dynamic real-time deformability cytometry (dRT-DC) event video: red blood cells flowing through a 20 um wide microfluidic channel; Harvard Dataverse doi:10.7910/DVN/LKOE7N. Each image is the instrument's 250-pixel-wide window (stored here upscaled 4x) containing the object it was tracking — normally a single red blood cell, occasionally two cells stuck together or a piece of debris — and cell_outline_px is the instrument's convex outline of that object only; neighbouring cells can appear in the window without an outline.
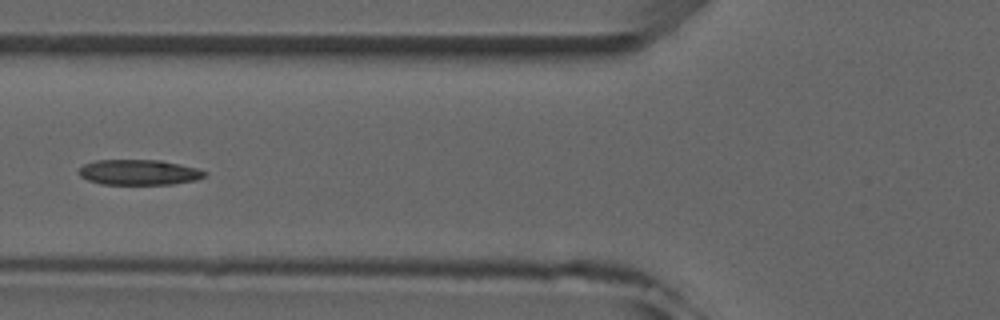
{"species": "common noctule bat (a hibernating species)", "species_latin": "Nyctalus noctula", "temperature_condition": "room temperature", "stored_images_in_passage": 6, "camera_frame_rate_fps": 3000, "um_per_image_px": 0.085, "animal": {"sex": "male", "forearm_length_mm": 52.5}, "frame": {"image": 1, "passage_image": 6, "time_ms": 6.333, "image_size_px": [1000, 320], "cell_outline_px": [[208, 172], [204, 176], [196, 180], [172, 184], [100, 184], [88, 180], [80, 176], [76, 172], [84, 164], [96, 160], [160, 160], [180, 164], [196, 168]], "centroid_in_image_um": [11.78, 14.64], "position_along_channel_um": 114.0, "area_um2": 18.61}}